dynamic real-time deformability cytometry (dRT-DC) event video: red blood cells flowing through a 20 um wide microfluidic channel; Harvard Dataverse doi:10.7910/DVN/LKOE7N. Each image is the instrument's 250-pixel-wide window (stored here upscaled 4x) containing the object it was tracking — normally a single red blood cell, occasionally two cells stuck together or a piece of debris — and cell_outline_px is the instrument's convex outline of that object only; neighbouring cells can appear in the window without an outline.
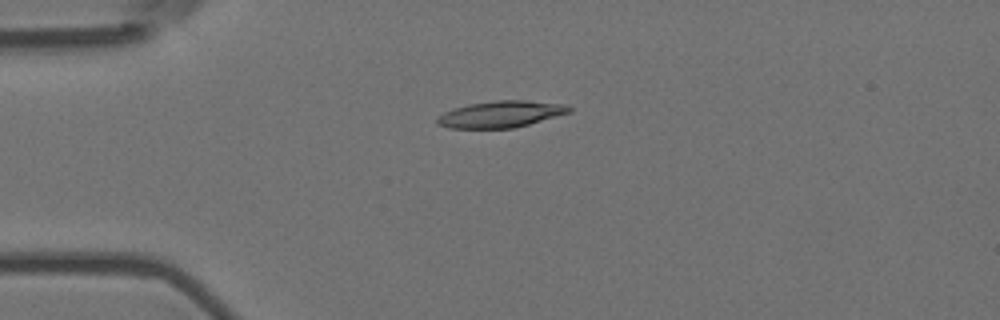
{"species": "Egyptian fruit bat (a non-hibernating species)", "species_latin": "Rousettus aegyptiacus", "temperature_condition": "room temperature", "stored_images_in_passage": 55, "camera_frame_rate_fps": 3000, "um_per_image_px": 0.085, "animal": {"sex": "female"}, "frame": {"image": 1, "passage_image": 14, "time_ms": 4.333, "image_size_px": [1000, 320], "cell_outline_px": [[572, 112], [528, 124], [512, 128], [448, 128], [436, 124], [436, 116], [452, 108], [468, 104], [496, 100], [524, 100], [564, 104], [572, 108]], "centroid_in_image_um": [42.52, 9.7], "position_along_channel_um": 42.5, "area_um2": 20.52}}
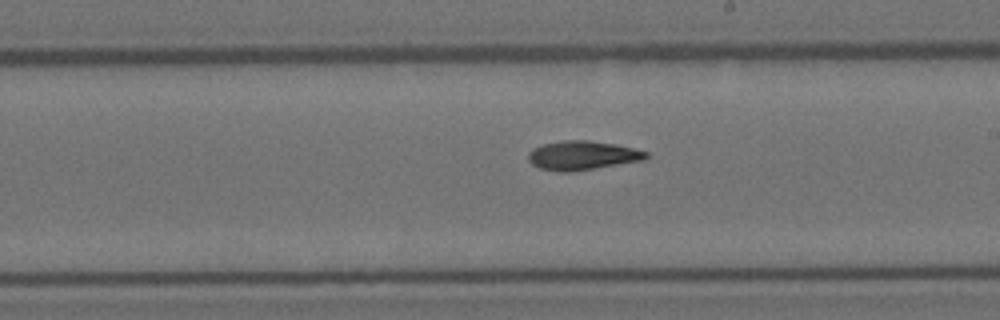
{"frame": {"image": 2, "passage_image": 32, "time_ms": 10.333, "image_size_px": [1000, 320], "cell_outline_px": [[648, 156], [644, 160], [568, 172], [556, 172], [540, 168], [532, 164], [528, 160], [528, 152], [532, 148], [544, 144], [564, 140], [588, 140], [616, 144], [648, 152]], "centroid_in_image_um": [49.47, 13.21], "position_along_channel_um": 239.5, "area_um2": 19.83}}
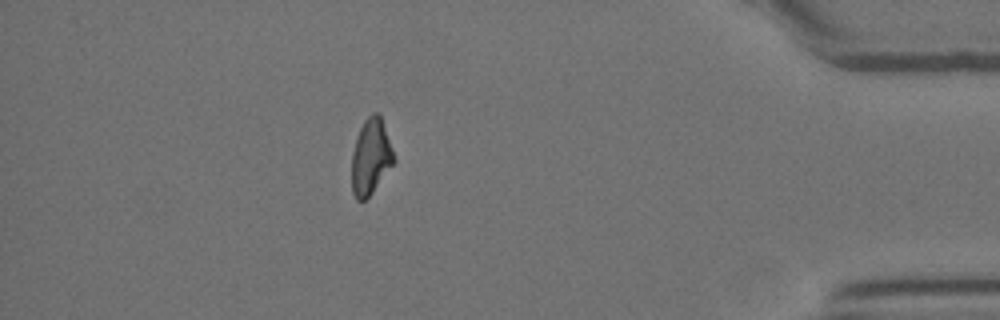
{"frame": {"image": 3, "passage_image": 49, "time_ms": 16.0, "image_size_px": [1000, 320], "cell_outline_px": [[396, 160], [372, 192], [364, 200], [356, 200], [352, 192], [352, 152], [360, 128], [364, 120], [372, 112], [376, 112], [380, 116], [392, 148]], "centroid_in_image_um": [31.5, 13.33], "position_along_channel_um": 403.7, "area_um2": 18.26}}